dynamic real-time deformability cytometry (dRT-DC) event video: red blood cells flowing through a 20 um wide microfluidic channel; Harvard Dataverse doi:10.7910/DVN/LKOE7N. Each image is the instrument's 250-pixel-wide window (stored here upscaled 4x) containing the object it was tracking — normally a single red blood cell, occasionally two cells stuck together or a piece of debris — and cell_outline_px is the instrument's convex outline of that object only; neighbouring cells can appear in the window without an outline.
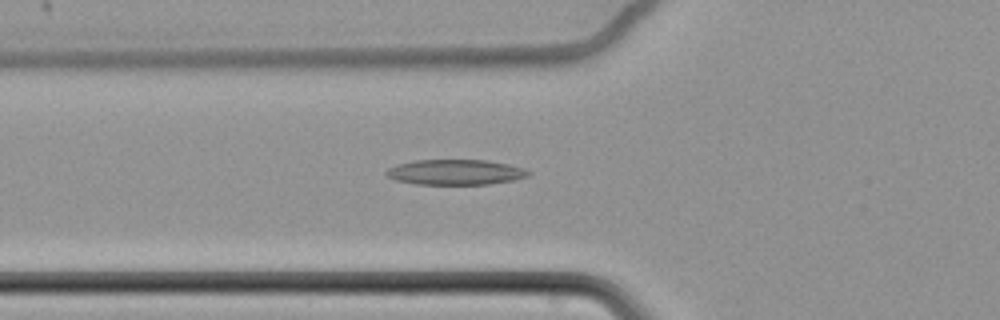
{"species": "common noctule bat (a hibernating species)", "species_latin": "Nyctalus noctula", "temperature_condition": "cold", "stored_images_in_passage": 60, "camera_frame_rate_fps": 3000, "um_per_image_px": 0.085, "animal": {"sex": "female", "body_mass_g": 22.7, "forearm_length_mm": 54.2}, "frame": {"image": 1, "passage_image": 23, "time_ms": 7.333, "image_size_px": [1000, 320], "cell_outline_px": [[532, 172], [528, 176], [512, 180], [488, 184], [416, 184], [396, 180], [388, 176], [384, 172], [388, 168], [396, 164], [416, 160], [488, 160], [508, 164], [524, 168]], "centroid_in_image_um": [38.71, 14.63], "position_along_channel_um": 87.1, "area_um2": 20.92}}
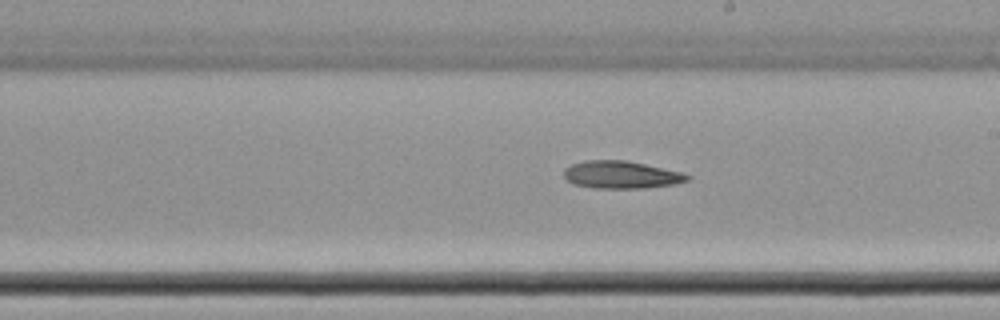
{"frame": {"image": 2, "passage_image": 36, "time_ms": 11.667, "image_size_px": [1000, 320], "cell_outline_px": [[692, 176], [688, 180], [672, 184], [648, 188], [592, 188], [572, 184], [564, 176], [564, 168], [572, 164], [584, 160], [628, 160], [684, 172]], "centroid_in_image_um": [52.81, 14.85], "position_along_channel_um": 236.2, "area_um2": 20.06}}
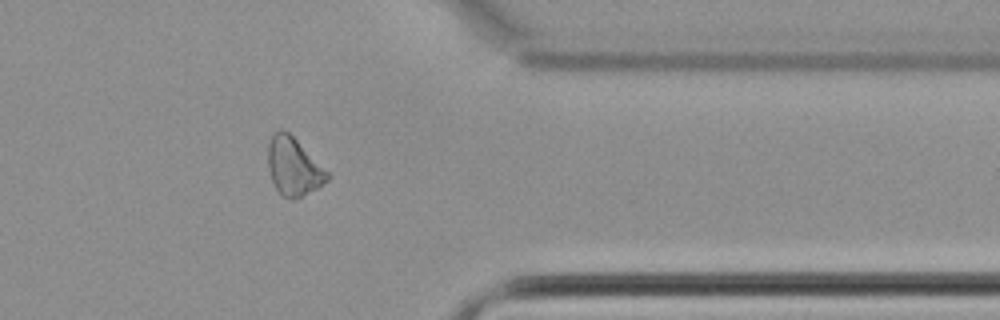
{"frame": {"image": 3, "passage_image": 50, "time_ms": 16.333, "image_size_px": [1000, 320], "cell_outline_px": [[332, 176], [328, 180], [316, 188], [292, 200], [288, 200], [276, 188], [272, 180], [268, 168], [268, 144], [272, 136], [280, 128], [284, 128], [332, 172]], "centroid_in_image_um": [25.0, 14.13], "position_along_channel_um": 386.4, "area_um2": 20.29}}